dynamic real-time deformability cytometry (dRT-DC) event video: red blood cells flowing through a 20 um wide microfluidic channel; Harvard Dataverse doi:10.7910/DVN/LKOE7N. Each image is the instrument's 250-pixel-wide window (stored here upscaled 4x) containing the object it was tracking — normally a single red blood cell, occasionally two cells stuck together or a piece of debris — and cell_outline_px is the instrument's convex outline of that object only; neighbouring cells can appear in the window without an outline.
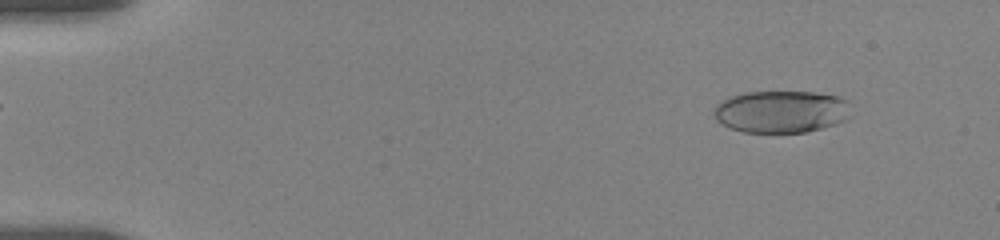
{"species": "human", "species_latin": "Homo sapiens", "temperature_condition": "room temperature", "stored_images_in_passage": 17, "camera_frame_rate_fps": 3000, "um_per_image_px": 0.085, "donor": {"sex": "female"}, "frame": {"image": 1, "passage_image": 9, "time_ms": 1.667, "image_size_px": [1000, 240], "cell_outline_px": [[852, 116], [848, 120], [836, 124], [804, 132], [744, 132], [732, 128], [716, 120], [712, 112], [716, 104], [720, 100], [744, 92], [816, 92], [840, 96], [848, 100]], "centroid_in_image_um": [66.45, 9.48], "position_along_channel_um": 18.6, "area_um2": 34.1}}